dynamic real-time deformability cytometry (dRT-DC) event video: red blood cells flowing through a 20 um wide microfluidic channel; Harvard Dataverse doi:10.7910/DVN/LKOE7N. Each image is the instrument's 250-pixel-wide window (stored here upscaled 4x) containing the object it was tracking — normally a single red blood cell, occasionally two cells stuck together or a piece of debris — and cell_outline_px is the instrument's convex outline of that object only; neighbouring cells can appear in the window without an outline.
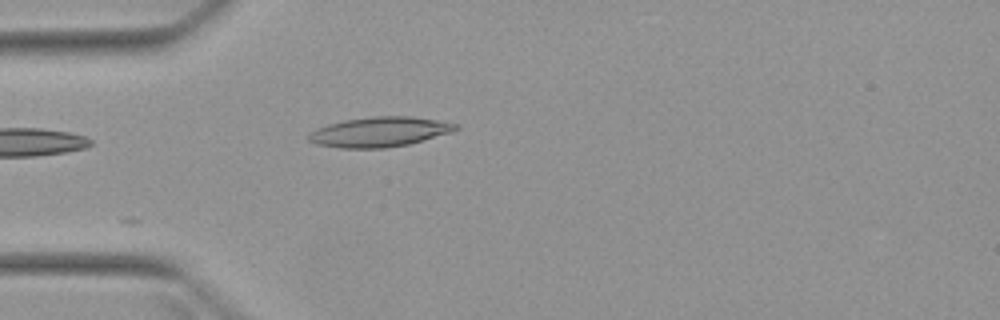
{"species": "Egyptian fruit bat (a non-hibernating species)", "species_latin": "Rousettus aegyptiacus", "temperature_condition": "warm", "stored_images_in_passage": 4, "camera_frame_rate_fps": 3000, "um_per_image_px": 0.085, "animal": {"sex": "female"}, "frame": {"image": 1, "passage_image": 4, "time_ms": 3.333, "image_size_px": [1000, 320], "cell_outline_px": [[460, 128], [452, 132], [424, 140], [408, 144], [384, 148], [340, 148], [316, 144], [308, 140], [308, 132], [316, 128], [328, 124], [344, 120], [372, 116], [412, 116], [460, 124]], "centroid_in_image_um": [32.26, 11.21], "position_along_channel_um": 52.7, "area_um2": 25.78}}